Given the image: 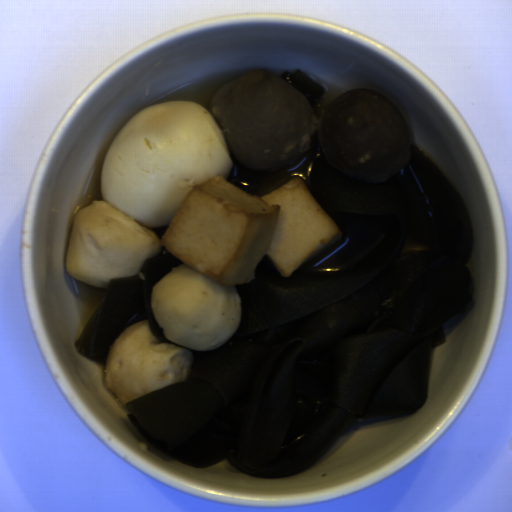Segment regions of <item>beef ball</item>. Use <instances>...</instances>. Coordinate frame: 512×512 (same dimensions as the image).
Here are the masks:
<instances>
[{"label":"beef ball","mask_w":512,"mask_h":512,"mask_svg":"<svg viewBox=\"0 0 512 512\" xmlns=\"http://www.w3.org/2000/svg\"><path fill=\"white\" fill-rule=\"evenodd\" d=\"M214 116L230 159L248 170L280 173L316 140L325 164L365 180H387L408 163V125L380 90L351 88L316 117L281 76L251 68L213 96Z\"/></svg>","instance_id":"obj_1"}]
</instances>
